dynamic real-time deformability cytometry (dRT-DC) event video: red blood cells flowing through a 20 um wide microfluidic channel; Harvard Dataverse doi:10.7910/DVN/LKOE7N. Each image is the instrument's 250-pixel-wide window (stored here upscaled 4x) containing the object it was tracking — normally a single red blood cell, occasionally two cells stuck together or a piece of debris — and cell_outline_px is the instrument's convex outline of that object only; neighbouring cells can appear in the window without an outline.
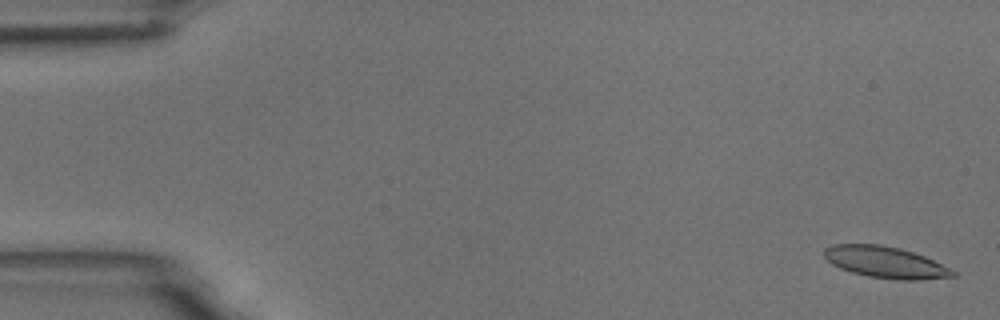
{"species": "common noctule bat (a hibernating species)", "species_latin": "Nyctalus noctula", "temperature_condition": "room temperature", "stored_images_in_passage": 5, "camera_frame_rate_fps": 3000, "um_per_image_px": 0.085, "animal": {"sex": "male", "body_mass_g": 18.8}, "frame": {"image": 1, "passage_image": 1, "time_ms": 0.0, "image_size_px": [1000, 320], "cell_outline_px": [[956, 276], [920, 280], [900, 280], [868, 276], [852, 272], [840, 268], [832, 264], [824, 256], [824, 248], [832, 244], [880, 244], [900, 248], [924, 256], [956, 272]], "centroid_in_image_um": [75.23, 22.29], "position_along_channel_um": 9.8, "area_um2": 23.41}}
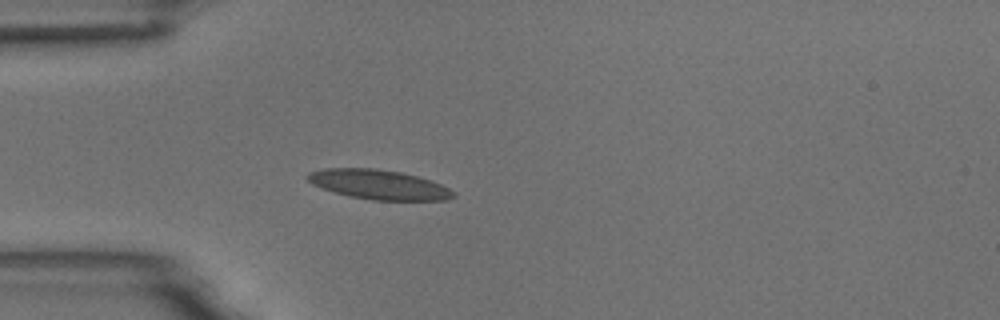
{"frame": {"image": 2, "passage_image": 5, "time_ms": 4.667, "image_size_px": [1000, 320], "cell_outline_px": [[456, 196], [448, 200], [372, 200], [348, 196], [312, 184], [304, 176], [308, 172], [324, 168], [376, 168], [400, 172], [432, 180], [456, 192]], "centroid_in_image_um": [32.2, 15.68], "position_along_channel_um": 52.8, "area_um2": 25.2}}